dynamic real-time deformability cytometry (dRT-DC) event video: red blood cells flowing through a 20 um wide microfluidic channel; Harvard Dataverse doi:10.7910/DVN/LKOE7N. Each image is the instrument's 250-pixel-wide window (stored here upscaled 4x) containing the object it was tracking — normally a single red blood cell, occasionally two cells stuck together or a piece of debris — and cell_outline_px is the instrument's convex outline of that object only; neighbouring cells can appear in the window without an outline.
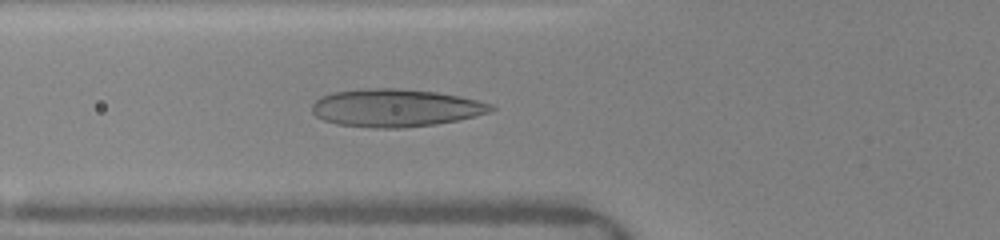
{"species": "human", "species_latin": "Homo sapiens", "temperature_condition": "warm", "stored_images_in_passage": 12, "camera_frame_rate_fps": 3000, "um_per_image_px": 0.085, "donor": {"sex": "female"}, "frame": {"image": 1, "passage_image": 10, "time_ms": 4.0, "image_size_px": [1000, 240], "cell_outline_px": [[496, 108], [488, 112], [456, 120], [436, 124], [400, 128], [376, 128], [336, 124], [324, 120], [316, 116], [312, 112], [312, 104], [320, 96], [332, 92], [360, 88], [396, 88], [436, 92], [460, 96], [492, 104]], "centroid_in_image_um": [33.56, 9.16], "position_along_channel_um": 92.2, "area_um2": 39.36}}
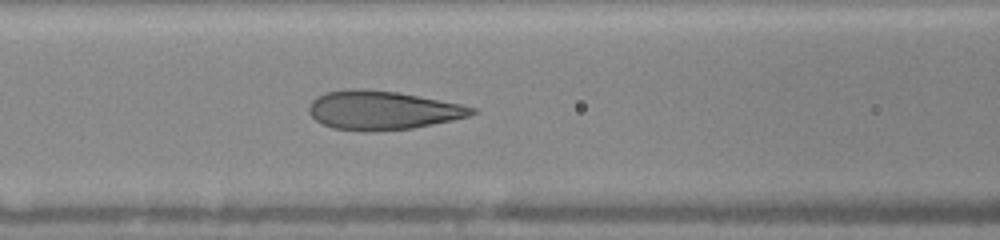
{"frame": {"image": 2, "passage_image": 12, "time_ms": 5.0, "image_size_px": [1000, 240], "cell_outline_px": [[476, 112], [468, 116], [452, 120], [412, 128], [368, 132], [332, 128], [316, 120], [308, 112], [308, 108], [312, 100], [316, 96], [328, 92], [396, 92], [460, 104], [476, 108]], "centroid_in_image_um": [32.52, 9.43], "position_along_channel_um": 134.1, "area_um2": 35.49}}